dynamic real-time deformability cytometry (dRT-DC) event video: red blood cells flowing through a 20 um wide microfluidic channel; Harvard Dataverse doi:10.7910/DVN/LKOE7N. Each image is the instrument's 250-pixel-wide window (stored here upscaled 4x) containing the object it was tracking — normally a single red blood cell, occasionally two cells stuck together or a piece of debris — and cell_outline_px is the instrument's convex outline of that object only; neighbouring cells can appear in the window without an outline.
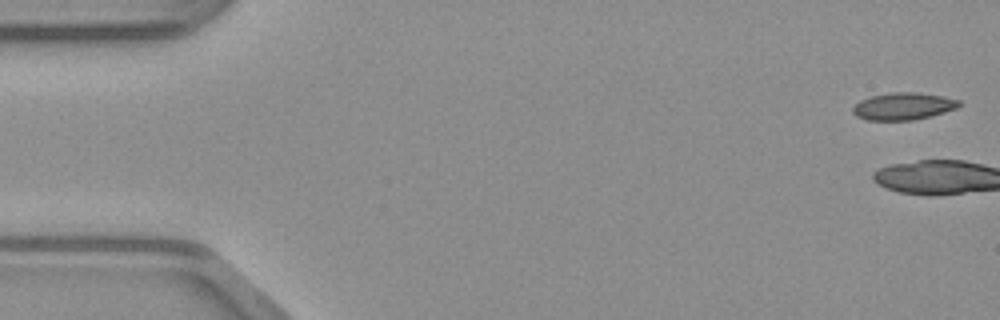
{"species": "common noctule bat (a hibernating species)", "species_latin": "Nyctalus noctula", "temperature_condition": "warm", "stored_images_in_passage": 3, "camera_frame_rate_fps": 3000, "um_per_image_px": 0.085, "animal": {"sex": "male", "body_mass_g": 23.1, "forearm_length_mm": 52.7}, "frame": {"image": 1, "passage_image": 1, "time_ms": 0.0, "image_size_px": [1000, 320], "cell_outline_px": [[960, 104], [956, 108], [932, 116], [912, 120], [868, 120], [856, 116], [852, 112], [852, 108], [860, 100], [872, 96], [892, 92], [916, 92], [944, 96], [960, 100]], "centroid_in_image_um": [76.78, 9.03], "position_along_channel_um": 8.2, "area_um2": 16.82}}